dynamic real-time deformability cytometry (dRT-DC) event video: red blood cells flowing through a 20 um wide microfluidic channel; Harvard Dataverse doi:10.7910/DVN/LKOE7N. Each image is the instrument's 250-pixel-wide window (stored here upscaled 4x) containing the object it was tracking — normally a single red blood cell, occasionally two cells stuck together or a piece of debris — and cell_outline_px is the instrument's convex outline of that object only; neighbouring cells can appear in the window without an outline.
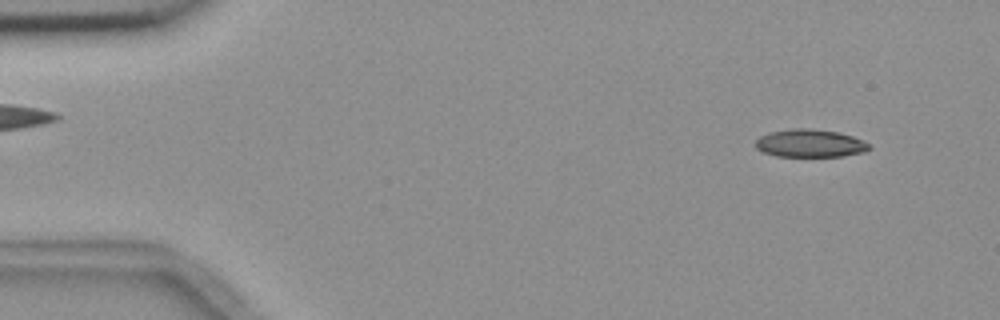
{"species": "common noctule bat (a hibernating species)", "species_latin": "Nyctalus noctula", "temperature_condition": "room temperature", "stored_images_in_passage": 3, "camera_frame_rate_fps": 3000, "um_per_image_px": 0.085, "animal": {"sex": "female", "body_mass_g": 18.4}, "frame": {"image": 1, "passage_image": 1, "time_ms": 0.0, "image_size_px": [1000, 320], "cell_outline_px": [[872, 148], [864, 152], [844, 156], [776, 156], [764, 152], [756, 148], [756, 140], [760, 136], [768, 132], [792, 128], [812, 128], [840, 132], [852, 136], [868, 144]], "centroid_in_image_um": [68.84, 12.17], "position_along_channel_um": 16.2, "area_um2": 18.5}}
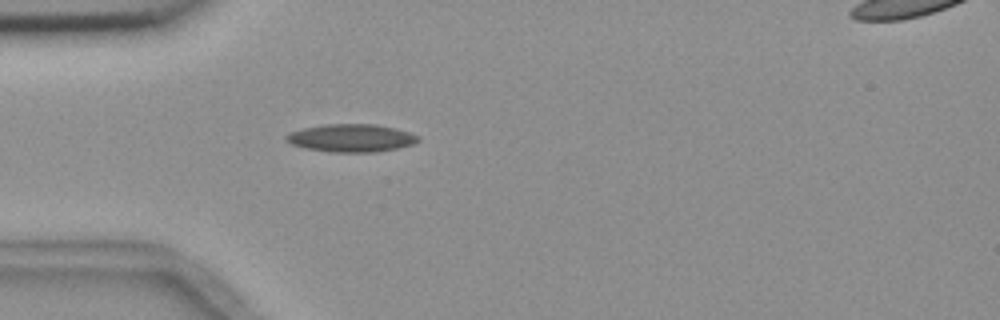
{"frame": {"image": 2, "passage_image": 3, "time_ms": 3.667, "image_size_px": [1000, 320], "cell_outline_px": [[420, 140], [412, 144], [396, 148], [376, 152], [328, 152], [304, 148], [292, 144], [284, 140], [284, 136], [292, 132], [304, 128], [324, 124], [376, 124], [396, 128], [420, 136]], "centroid_in_image_um": [29.85, 11.73], "position_along_channel_um": 55.2, "area_um2": 21.44}}